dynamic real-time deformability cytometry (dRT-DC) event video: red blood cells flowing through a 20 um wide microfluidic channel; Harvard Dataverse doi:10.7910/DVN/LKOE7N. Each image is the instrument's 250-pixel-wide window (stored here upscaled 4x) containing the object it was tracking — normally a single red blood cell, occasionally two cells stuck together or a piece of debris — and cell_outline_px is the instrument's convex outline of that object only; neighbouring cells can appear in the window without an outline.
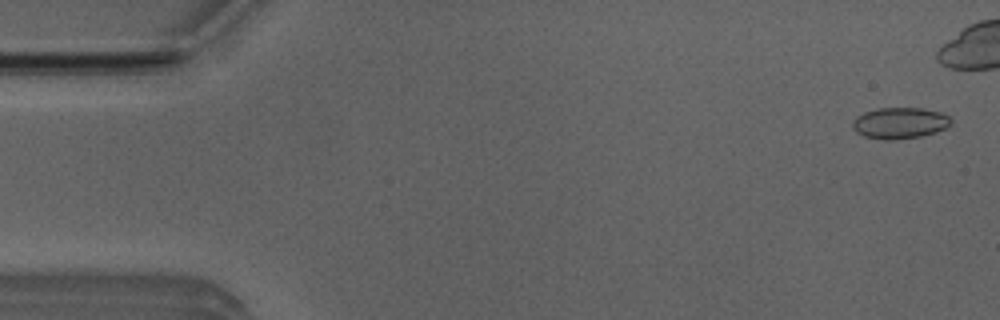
{"species": "Egyptian fruit bat (a non-hibernating species)", "species_latin": "Rousettus aegyptiacus", "temperature_condition": "room temperature", "stored_images_in_passage": 37, "camera_frame_rate_fps": 3000, "um_per_image_px": 0.085, "animal": {"sex": "male"}, "frame": {"image": 1, "passage_image": 2, "time_ms": 0.333, "image_size_px": [1000, 320], "cell_outline_px": [[952, 120], [944, 128], [936, 132], [920, 136], [892, 140], [888, 140], [864, 136], [856, 132], [852, 128], [852, 120], [856, 116], [864, 112], [880, 108], [924, 108], [940, 112], [948, 116]], "centroid_in_image_um": [76.44, 10.45], "position_along_channel_um": 8.6, "area_um2": 17.8}}
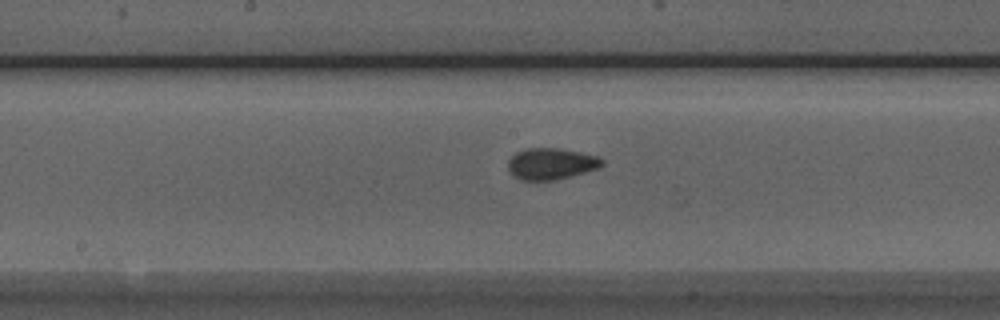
{"frame": {"image": 2, "passage_image": 27, "time_ms": 8.667, "image_size_px": [1000, 320], "cell_outline_px": [[604, 164], [600, 168], [552, 180], [520, 180], [508, 168], [508, 160], [516, 152], [524, 148], [560, 148], [580, 152], [596, 156], [604, 160]], "centroid_in_image_um": [46.85, 13.9], "position_along_channel_um": 201.4, "area_um2": 17.05}}
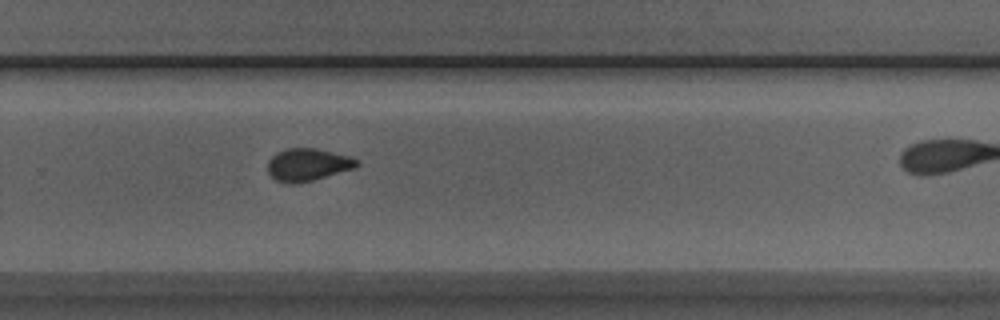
{"frame": {"image": 3, "passage_image": 35, "time_ms": 11.333, "image_size_px": [1000, 320], "cell_outline_px": [[360, 164], [356, 168], [312, 180], [296, 184], [288, 184], [276, 180], [268, 172], [268, 160], [276, 152], [284, 148], [316, 148], [348, 156], [360, 160]], "centroid_in_image_um": [26.16, 13.99], "position_along_channel_um": 303.6, "area_um2": 16.99}}